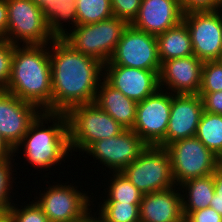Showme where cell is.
Returning <instances> with one entry per match:
<instances>
[{"label": "cell", "mask_w": 222, "mask_h": 222, "mask_svg": "<svg viewBox=\"0 0 222 222\" xmlns=\"http://www.w3.org/2000/svg\"><path fill=\"white\" fill-rule=\"evenodd\" d=\"M49 54L52 112L66 113L76 105L94 103L104 77V64L78 52L62 37L49 43Z\"/></svg>", "instance_id": "cell-1"}, {"label": "cell", "mask_w": 222, "mask_h": 222, "mask_svg": "<svg viewBox=\"0 0 222 222\" xmlns=\"http://www.w3.org/2000/svg\"><path fill=\"white\" fill-rule=\"evenodd\" d=\"M41 111L52 112L49 44L15 45L6 90Z\"/></svg>", "instance_id": "cell-2"}, {"label": "cell", "mask_w": 222, "mask_h": 222, "mask_svg": "<svg viewBox=\"0 0 222 222\" xmlns=\"http://www.w3.org/2000/svg\"><path fill=\"white\" fill-rule=\"evenodd\" d=\"M50 122H53L51 126L48 124ZM21 147L23 158L31 164L30 167L37 170L40 168L41 172L42 169L44 172L51 168L55 171L54 166L65 163V160H69L71 156L66 114L42 111L31 123L27 133L14 149V153L18 154Z\"/></svg>", "instance_id": "cell-3"}, {"label": "cell", "mask_w": 222, "mask_h": 222, "mask_svg": "<svg viewBox=\"0 0 222 222\" xmlns=\"http://www.w3.org/2000/svg\"><path fill=\"white\" fill-rule=\"evenodd\" d=\"M65 114L71 154L79 151L83 155L94 142L117 136L125 130L95 102L76 105Z\"/></svg>", "instance_id": "cell-4"}, {"label": "cell", "mask_w": 222, "mask_h": 222, "mask_svg": "<svg viewBox=\"0 0 222 222\" xmlns=\"http://www.w3.org/2000/svg\"><path fill=\"white\" fill-rule=\"evenodd\" d=\"M127 25L126 21L113 16L97 23L75 25L62 38L78 52L106 64Z\"/></svg>", "instance_id": "cell-5"}, {"label": "cell", "mask_w": 222, "mask_h": 222, "mask_svg": "<svg viewBox=\"0 0 222 222\" xmlns=\"http://www.w3.org/2000/svg\"><path fill=\"white\" fill-rule=\"evenodd\" d=\"M57 183L49 184V187L45 188L46 191L40 190L39 197L35 198V202L44 211L49 222H79L84 220L92 209H95L90 208L94 205L92 203L94 196L89 197V193H84L82 186H80L81 192L77 185L72 183L68 185L69 181Z\"/></svg>", "instance_id": "cell-6"}, {"label": "cell", "mask_w": 222, "mask_h": 222, "mask_svg": "<svg viewBox=\"0 0 222 222\" xmlns=\"http://www.w3.org/2000/svg\"><path fill=\"white\" fill-rule=\"evenodd\" d=\"M121 172L144 195L176 186L170 155L165 147L147 145L139 157Z\"/></svg>", "instance_id": "cell-7"}, {"label": "cell", "mask_w": 222, "mask_h": 222, "mask_svg": "<svg viewBox=\"0 0 222 222\" xmlns=\"http://www.w3.org/2000/svg\"><path fill=\"white\" fill-rule=\"evenodd\" d=\"M166 149L176 186L189 179L212 175L222 162L196 136L170 143Z\"/></svg>", "instance_id": "cell-8"}, {"label": "cell", "mask_w": 222, "mask_h": 222, "mask_svg": "<svg viewBox=\"0 0 222 222\" xmlns=\"http://www.w3.org/2000/svg\"><path fill=\"white\" fill-rule=\"evenodd\" d=\"M7 40L14 45H45L55 36L42 9L31 0H7Z\"/></svg>", "instance_id": "cell-9"}, {"label": "cell", "mask_w": 222, "mask_h": 222, "mask_svg": "<svg viewBox=\"0 0 222 222\" xmlns=\"http://www.w3.org/2000/svg\"><path fill=\"white\" fill-rule=\"evenodd\" d=\"M104 65L160 70L161 62L156 36L128 24L117 43L113 56Z\"/></svg>", "instance_id": "cell-10"}, {"label": "cell", "mask_w": 222, "mask_h": 222, "mask_svg": "<svg viewBox=\"0 0 222 222\" xmlns=\"http://www.w3.org/2000/svg\"><path fill=\"white\" fill-rule=\"evenodd\" d=\"M222 9L184 13L193 55L202 61L218 60L222 54Z\"/></svg>", "instance_id": "cell-11"}, {"label": "cell", "mask_w": 222, "mask_h": 222, "mask_svg": "<svg viewBox=\"0 0 222 222\" xmlns=\"http://www.w3.org/2000/svg\"><path fill=\"white\" fill-rule=\"evenodd\" d=\"M172 105V93L159 88L137 102L133 131L147 144L157 146L165 137Z\"/></svg>", "instance_id": "cell-12"}, {"label": "cell", "mask_w": 222, "mask_h": 222, "mask_svg": "<svg viewBox=\"0 0 222 222\" xmlns=\"http://www.w3.org/2000/svg\"><path fill=\"white\" fill-rule=\"evenodd\" d=\"M147 144L133 131L124 130L117 136L94 142L84 153L109 168L121 172L139 157Z\"/></svg>", "instance_id": "cell-13"}, {"label": "cell", "mask_w": 222, "mask_h": 222, "mask_svg": "<svg viewBox=\"0 0 222 222\" xmlns=\"http://www.w3.org/2000/svg\"><path fill=\"white\" fill-rule=\"evenodd\" d=\"M42 111L7 91H0V134L15 149Z\"/></svg>", "instance_id": "cell-14"}, {"label": "cell", "mask_w": 222, "mask_h": 222, "mask_svg": "<svg viewBox=\"0 0 222 222\" xmlns=\"http://www.w3.org/2000/svg\"><path fill=\"white\" fill-rule=\"evenodd\" d=\"M203 112V102L198 94H172L166 137L157 146L166 148L175 141L194 137Z\"/></svg>", "instance_id": "cell-15"}, {"label": "cell", "mask_w": 222, "mask_h": 222, "mask_svg": "<svg viewBox=\"0 0 222 222\" xmlns=\"http://www.w3.org/2000/svg\"><path fill=\"white\" fill-rule=\"evenodd\" d=\"M160 70H144L119 65H104V79L127 98L143 101L159 88Z\"/></svg>", "instance_id": "cell-16"}, {"label": "cell", "mask_w": 222, "mask_h": 222, "mask_svg": "<svg viewBox=\"0 0 222 222\" xmlns=\"http://www.w3.org/2000/svg\"><path fill=\"white\" fill-rule=\"evenodd\" d=\"M203 64L195 55L164 61L159 72L160 88L172 94H198Z\"/></svg>", "instance_id": "cell-17"}, {"label": "cell", "mask_w": 222, "mask_h": 222, "mask_svg": "<svg viewBox=\"0 0 222 222\" xmlns=\"http://www.w3.org/2000/svg\"><path fill=\"white\" fill-rule=\"evenodd\" d=\"M183 15L179 0H141L138 15L131 25L157 36L179 24Z\"/></svg>", "instance_id": "cell-18"}, {"label": "cell", "mask_w": 222, "mask_h": 222, "mask_svg": "<svg viewBox=\"0 0 222 222\" xmlns=\"http://www.w3.org/2000/svg\"><path fill=\"white\" fill-rule=\"evenodd\" d=\"M139 209L140 222H184L179 186L143 195Z\"/></svg>", "instance_id": "cell-19"}, {"label": "cell", "mask_w": 222, "mask_h": 222, "mask_svg": "<svg viewBox=\"0 0 222 222\" xmlns=\"http://www.w3.org/2000/svg\"><path fill=\"white\" fill-rule=\"evenodd\" d=\"M95 103L109 114L125 130H132L136 120L137 102L127 98L112 87L104 78L101 80Z\"/></svg>", "instance_id": "cell-20"}, {"label": "cell", "mask_w": 222, "mask_h": 222, "mask_svg": "<svg viewBox=\"0 0 222 222\" xmlns=\"http://www.w3.org/2000/svg\"><path fill=\"white\" fill-rule=\"evenodd\" d=\"M179 188L182 195V211L185 219L191 212L210 207V202L215 194L214 173L186 180L179 185Z\"/></svg>", "instance_id": "cell-21"}, {"label": "cell", "mask_w": 222, "mask_h": 222, "mask_svg": "<svg viewBox=\"0 0 222 222\" xmlns=\"http://www.w3.org/2000/svg\"><path fill=\"white\" fill-rule=\"evenodd\" d=\"M158 55L161 64L174 58H185L193 55L192 42L186 23L179 24L156 36Z\"/></svg>", "instance_id": "cell-22"}, {"label": "cell", "mask_w": 222, "mask_h": 222, "mask_svg": "<svg viewBox=\"0 0 222 222\" xmlns=\"http://www.w3.org/2000/svg\"><path fill=\"white\" fill-rule=\"evenodd\" d=\"M76 1L77 0H44L42 12L47 21L49 30L55 37H63L70 29L76 25ZM67 23V25L63 24ZM71 22V23H70ZM65 26V27H64ZM67 28V29H66Z\"/></svg>", "instance_id": "cell-23"}, {"label": "cell", "mask_w": 222, "mask_h": 222, "mask_svg": "<svg viewBox=\"0 0 222 222\" xmlns=\"http://www.w3.org/2000/svg\"><path fill=\"white\" fill-rule=\"evenodd\" d=\"M195 136L222 160V115L204 111Z\"/></svg>", "instance_id": "cell-24"}, {"label": "cell", "mask_w": 222, "mask_h": 222, "mask_svg": "<svg viewBox=\"0 0 222 222\" xmlns=\"http://www.w3.org/2000/svg\"><path fill=\"white\" fill-rule=\"evenodd\" d=\"M111 174L112 177L110 176L109 181H107L108 184L105 186H108L107 189H103L107 197H103L102 201H119L121 204H140L144 194L122 172H111Z\"/></svg>", "instance_id": "cell-25"}, {"label": "cell", "mask_w": 222, "mask_h": 222, "mask_svg": "<svg viewBox=\"0 0 222 222\" xmlns=\"http://www.w3.org/2000/svg\"><path fill=\"white\" fill-rule=\"evenodd\" d=\"M101 205V206H100ZM140 204H125L119 201H101L97 207L102 222H140ZM99 210V211H98Z\"/></svg>", "instance_id": "cell-26"}, {"label": "cell", "mask_w": 222, "mask_h": 222, "mask_svg": "<svg viewBox=\"0 0 222 222\" xmlns=\"http://www.w3.org/2000/svg\"><path fill=\"white\" fill-rule=\"evenodd\" d=\"M76 25L97 23L113 17L111 0H77Z\"/></svg>", "instance_id": "cell-27"}, {"label": "cell", "mask_w": 222, "mask_h": 222, "mask_svg": "<svg viewBox=\"0 0 222 222\" xmlns=\"http://www.w3.org/2000/svg\"><path fill=\"white\" fill-rule=\"evenodd\" d=\"M15 158H8V159H0V212L5 216L9 208L12 206L11 192L13 191V183L16 185L14 180H17V177L14 172H17L14 169Z\"/></svg>", "instance_id": "cell-28"}, {"label": "cell", "mask_w": 222, "mask_h": 222, "mask_svg": "<svg viewBox=\"0 0 222 222\" xmlns=\"http://www.w3.org/2000/svg\"><path fill=\"white\" fill-rule=\"evenodd\" d=\"M23 205V206H22ZM19 207L12 204L5 215V222H49L41 207L32 199Z\"/></svg>", "instance_id": "cell-29"}, {"label": "cell", "mask_w": 222, "mask_h": 222, "mask_svg": "<svg viewBox=\"0 0 222 222\" xmlns=\"http://www.w3.org/2000/svg\"><path fill=\"white\" fill-rule=\"evenodd\" d=\"M222 91V65L218 60L204 61L199 92Z\"/></svg>", "instance_id": "cell-30"}, {"label": "cell", "mask_w": 222, "mask_h": 222, "mask_svg": "<svg viewBox=\"0 0 222 222\" xmlns=\"http://www.w3.org/2000/svg\"><path fill=\"white\" fill-rule=\"evenodd\" d=\"M14 44L0 39V91H5L11 74Z\"/></svg>", "instance_id": "cell-31"}, {"label": "cell", "mask_w": 222, "mask_h": 222, "mask_svg": "<svg viewBox=\"0 0 222 222\" xmlns=\"http://www.w3.org/2000/svg\"><path fill=\"white\" fill-rule=\"evenodd\" d=\"M141 0H111L113 15L131 24L137 17Z\"/></svg>", "instance_id": "cell-32"}, {"label": "cell", "mask_w": 222, "mask_h": 222, "mask_svg": "<svg viewBox=\"0 0 222 222\" xmlns=\"http://www.w3.org/2000/svg\"><path fill=\"white\" fill-rule=\"evenodd\" d=\"M183 13L220 9L221 0H179Z\"/></svg>", "instance_id": "cell-33"}, {"label": "cell", "mask_w": 222, "mask_h": 222, "mask_svg": "<svg viewBox=\"0 0 222 222\" xmlns=\"http://www.w3.org/2000/svg\"><path fill=\"white\" fill-rule=\"evenodd\" d=\"M205 112L222 115V91L199 92Z\"/></svg>", "instance_id": "cell-34"}, {"label": "cell", "mask_w": 222, "mask_h": 222, "mask_svg": "<svg viewBox=\"0 0 222 222\" xmlns=\"http://www.w3.org/2000/svg\"><path fill=\"white\" fill-rule=\"evenodd\" d=\"M184 222H222V216L213 208L207 207L191 212Z\"/></svg>", "instance_id": "cell-35"}, {"label": "cell", "mask_w": 222, "mask_h": 222, "mask_svg": "<svg viewBox=\"0 0 222 222\" xmlns=\"http://www.w3.org/2000/svg\"><path fill=\"white\" fill-rule=\"evenodd\" d=\"M214 192L210 207L222 216V162L214 171Z\"/></svg>", "instance_id": "cell-36"}, {"label": "cell", "mask_w": 222, "mask_h": 222, "mask_svg": "<svg viewBox=\"0 0 222 222\" xmlns=\"http://www.w3.org/2000/svg\"><path fill=\"white\" fill-rule=\"evenodd\" d=\"M8 8L7 0H0V39L7 40Z\"/></svg>", "instance_id": "cell-37"}, {"label": "cell", "mask_w": 222, "mask_h": 222, "mask_svg": "<svg viewBox=\"0 0 222 222\" xmlns=\"http://www.w3.org/2000/svg\"><path fill=\"white\" fill-rule=\"evenodd\" d=\"M16 155L14 149L0 134V159L13 158V156L16 157Z\"/></svg>", "instance_id": "cell-38"}, {"label": "cell", "mask_w": 222, "mask_h": 222, "mask_svg": "<svg viewBox=\"0 0 222 222\" xmlns=\"http://www.w3.org/2000/svg\"><path fill=\"white\" fill-rule=\"evenodd\" d=\"M79 222H102V221L97 217V215L94 212L93 213L91 212V214H89L84 220H81Z\"/></svg>", "instance_id": "cell-39"}, {"label": "cell", "mask_w": 222, "mask_h": 222, "mask_svg": "<svg viewBox=\"0 0 222 222\" xmlns=\"http://www.w3.org/2000/svg\"><path fill=\"white\" fill-rule=\"evenodd\" d=\"M36 3L41 9L44 7V0H31Z\"/></svg>", "instance_id": "cell-40"}, {"label": "cell", "mask_w": 222, "mask_h": 222, "mask_svg": "<svg viewBox=\"0 0 222 222\" xmlns=\"http://www.w3.org/2000/svg\"><path fill=\"white\" fill-rule=\"evenodd\" d=\"M0 222H5V216L0 212Z\"/></svg>", "instance_id": "cell-41"}, {"label": "cell", "mask_w": 222, "mask_h": 222, "mask_svg": "<svg viewBox=\"0 0 222 222\" xmlns=\"http://www.w3.org/2000/svg\"><path fill=\"white\" fill-rule=\"evenodd\" d=\"M218 61L221 63V65H222V54H221V56H220V58L218 59Z\"/></svg>", "instance_id": "cell-42"}, {"label": "cell", "mask_w": 222, "mask_h": 222, "mask_svg": "<svg viewBox=\"0 0 222 222\" xmlns=\"http://www.w3.org/2000/svg\"><path fill=\"white\" fill-rule=\"evenodd\" d=\"M220 9H222V0L220 1Z\"/></svg>", "instance_id": "cell-43"}]
</instances>
